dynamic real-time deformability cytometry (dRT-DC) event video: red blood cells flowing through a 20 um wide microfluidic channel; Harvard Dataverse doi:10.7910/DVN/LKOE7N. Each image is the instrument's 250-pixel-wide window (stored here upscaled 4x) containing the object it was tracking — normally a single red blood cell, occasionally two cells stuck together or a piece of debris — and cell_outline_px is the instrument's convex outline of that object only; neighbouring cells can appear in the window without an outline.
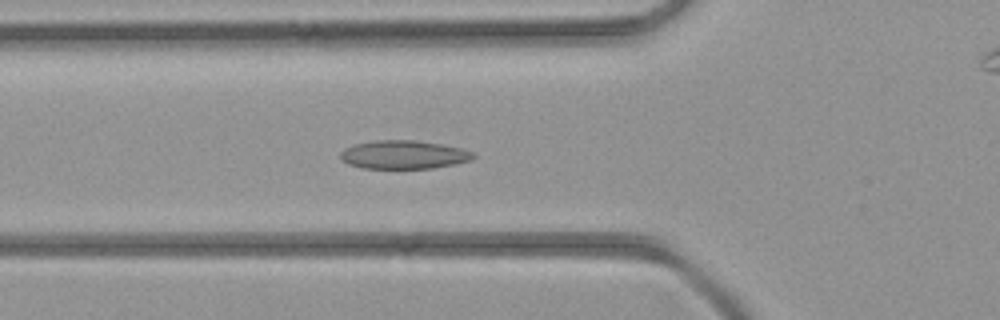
{"species": "common noctule bat (a hibernating species)", "species_latin": "Nyctalus noctula", "temperature_condition": "room temperature", "stored_images_in_passage": 28, "camera_frame_rate_fps": 3000, "um_per_image_px": 0.085, "animal": {"sex": "female", "body_mass_g": 21.9}, "frame": {"image": 1, "passage_image": 7, "time_ms": 2.0, "image_size_px": [1000, 320], "cell_outline_px": [[476, 156], [472, 160], [456, 164], [432, 168], [360, 168], [348, 164], [340, 156], [340, 152], [344, 148], [356, 144], [376, 140], [416, 140], [440, 144], [460, 148], [472, 152]], "centroid_in_image_um": [34.32, 13.15], "position_along_channel_um": 91.5, "area_um2": 21.96}}
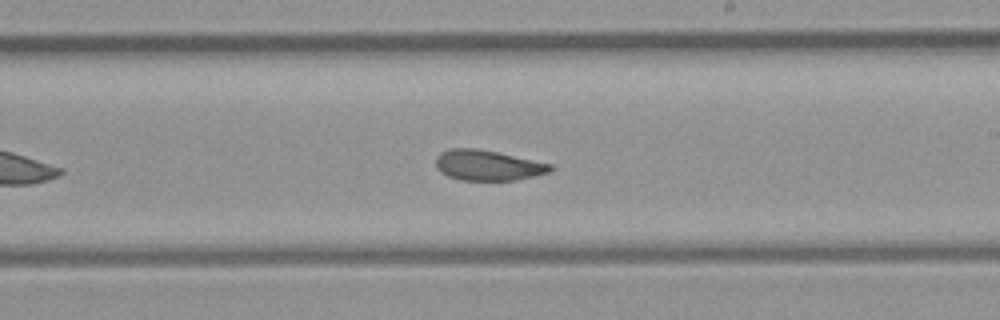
{"frame": {"image": 2, "passage_image": 17, "time_ms": 5.333, "image_size_px": [1000, 320], "cell_outline_px": [[556, 168], [552, 172], [516, 180], [460, 180], [448, 176], [440, 172], [436, 168], [436, 156], [440, 152], [452, 148], [476, 148], [496, 152], [552, 164]], "centroid_in_image_um": [41.47, 14.05], "position_along_channel_um": 247.5, "area_um2": 20.4}}
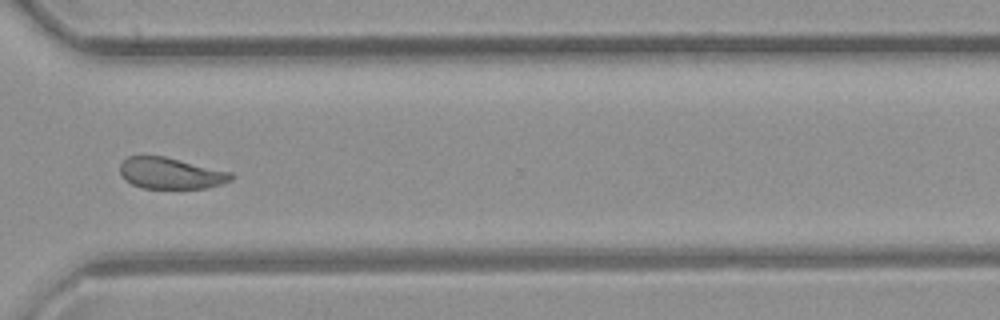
{"frame": {"image": 3, "passage_image": 24, "time_ms": 7.667, "image_size_px": [1000, 320], "cell_outline_px": [[236, 176], [232, 180], [208, 188], [144, 188], [132, 184], [124, 180], [120, 176], [120, 164], [128, 156], [164, 156], [232, 172]], "centroid_in_image_um": [14.52, 14.73], "position_along_channel_um": 356.1, "area_um2": 20.35}}